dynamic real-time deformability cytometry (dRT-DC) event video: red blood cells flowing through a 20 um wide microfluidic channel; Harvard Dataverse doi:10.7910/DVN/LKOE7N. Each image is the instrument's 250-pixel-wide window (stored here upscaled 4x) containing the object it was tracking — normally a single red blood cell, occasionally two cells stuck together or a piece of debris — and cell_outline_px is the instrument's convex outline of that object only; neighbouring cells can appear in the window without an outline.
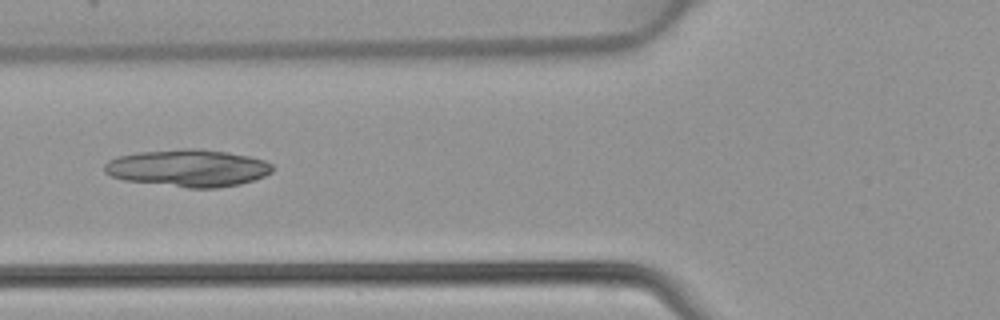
{"species": "common noctule bat (a hibernating species)", "species_latin": "Nyctalus noctula", "temperature_condition": "warm", "stored_images_in_passage": 41, "camera_frame_rate_fps": 3000, "um_per_image_px": 0.085, "animal": {"sex": "female", "body_mass_g": 22.7, "forearm_length_mm": 54.2}, "frame": {"image": 1, "passage_image": 13, "time_ms": 4.0, "image_size_px": [1000, 320], "cell_outline_px": [[272, 172], [264, 176], [240, 184], [216, 188], [188, 188], [124, 180], [112, 176], [104, 172], [104, 164], [108, 160], [116, 156], [136, 152], [180, 148], [196, 148], [228, 152], [248, 156], [264, 160], [272, 164]], "centroid_in_image_um": [15.95, 14.27], "position_along_channel_um": 109.9, "area_um2": 36.7}}
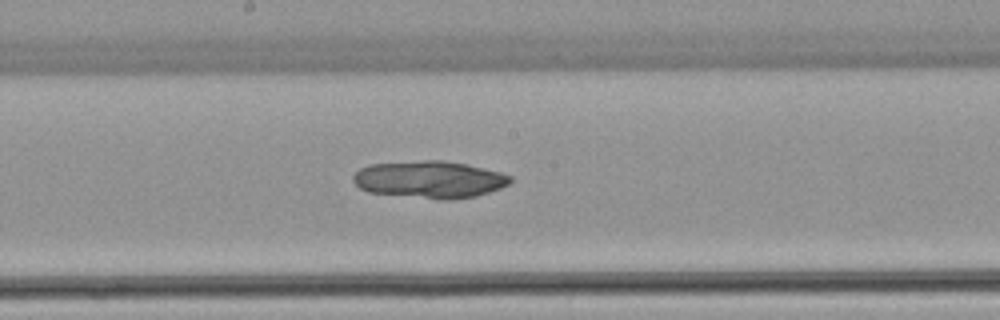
{"frame": {"image": 2, "passage_image": 20, "time_ms": 6.333, "image_size_px": [1000, 320], "cell_outline_px": [[512, 180], [508, 184], [500, 188], [476, 196], [452, 200], [440, 200], [368, 192], [360, 188], [352, 180], [352, 176], [360, 168], [368, 164], [424, 160], [440, 160], [468, 164], [500, 172], [512, 176]], "centroid_in_image_um": [36.5, 15.26], "position_along_channel_um": 211.7, "area_um2": 34.28}}
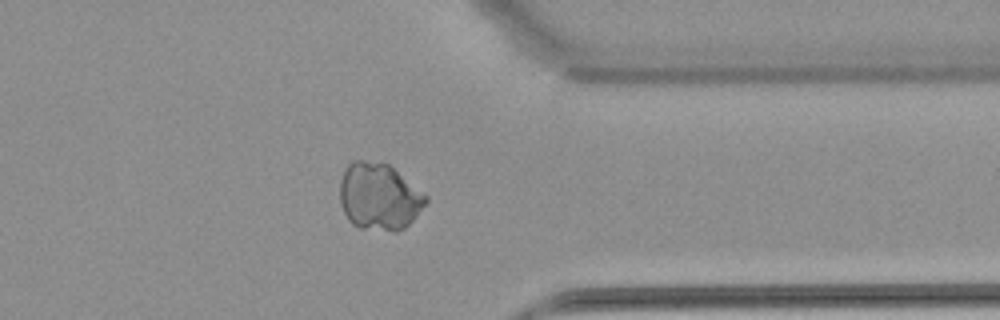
{"frame": {"image": 3, "passage_image": 32, "time_ms": 10.333, "image_size_px": [1000, 320], "cell_outline_px": [[428, 200], [416, 216], [404, 228], [396, 232], [392, 232], [360, 228], [352, 224], [348, 220], [340, 204], [340, 180], [344, 168], [352, 160], [360, 160], [388, 164], [428, 196]], "centroid_in_image_um": [32.2, 16.73], "position_along_channel_um": 379.2, "area_um2": 33.64}}